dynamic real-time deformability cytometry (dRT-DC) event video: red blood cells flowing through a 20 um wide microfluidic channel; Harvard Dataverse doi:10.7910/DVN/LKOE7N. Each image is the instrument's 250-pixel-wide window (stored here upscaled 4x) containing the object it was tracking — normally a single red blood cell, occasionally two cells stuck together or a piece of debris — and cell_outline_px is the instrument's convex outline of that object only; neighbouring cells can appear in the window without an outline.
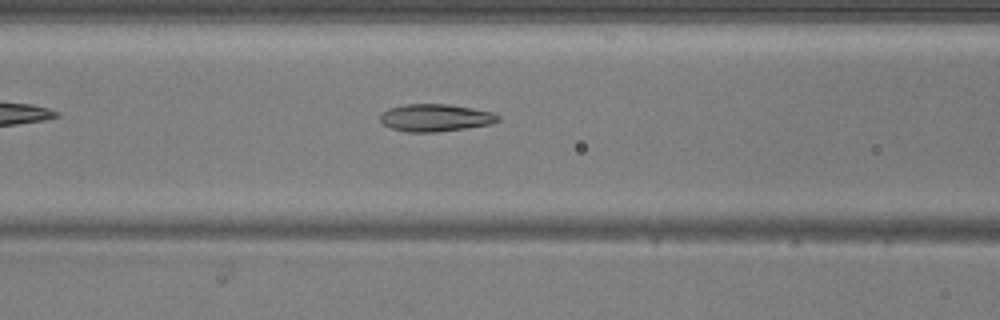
{"species": "common noctule bat (a hibernating species)", "species_latin": "Nyctalus noctula", "temperature_condition": "warm", "stored_images_in_passage": 39, "camera_frame_rate_fps": 3000, "um_per_image_px": 0.085, "animal": {"sex": "male", "body_mass_g": 20.5, "forearm_length_mm": 52.5}, "frame": {"image": 1, "passage_image": 11, "time_ms": 3.333, "image_size_px": [1000, 320], "cell_outline_px": [[500, 120], [488, 124], [464, 128], [436, 132], [408, 132], [392, 128], [384, 124], [380, 120], [380, 116], [388, 108], [404, 104], [448, 104], [472, 108], [492, 112], [500, 116]], "centroid_in_image_um": [37.0, 10.0], "position_along_channel_um": 129.6, "area_um2": 18.61}}
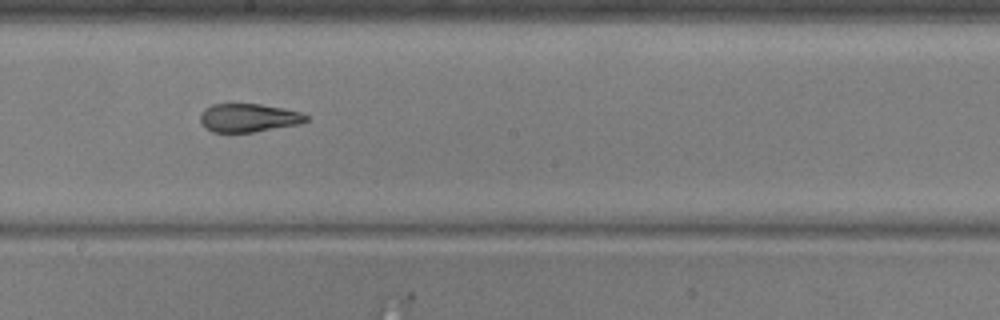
{"frame": {"image": 2, "passage_image": 18, "time_ms": 5.667, "image_size_px": [1000, 320], "cell_outline_px": [[308, 120], [300, 124], [252, 132], [212, 132], [204, 128], [200, 120], [200, 116], [204, 108], [212, 104], [260, 104], [284, 108], [300, 112], [308, 116]], "centroid_in_image_um": [21.11, 10.01], "position_along_channel_um": 227.1, "area_um2": 17.57}}
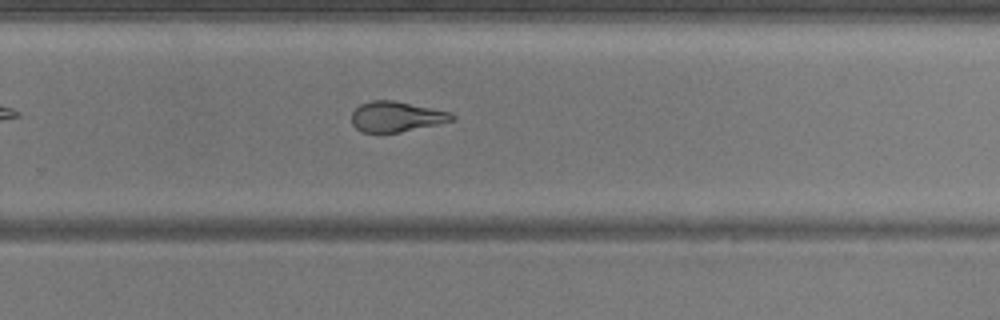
{"frame": {"image": 3, "passage_image": 23, "time_ms": 7.333, "image_size_px": [1000, 320], "cell_outline_px": [[456, 120], [400, 132], [360, 132], [352, 124], [352, 112], [360, 104], [372, 100], [396, 100], [432, 108], [448, 112], [456, 116]], "centroid_in_image_um": [33.68, 9.91], "position_along_channel_um": 296.1, "area_um2": 17.74}, "authors_computed_cell_mechanics": {"area_um2": 19.4208, "velocity_mm_per_s": 4.1633, "shape_relaxation_time_tau1_ms": null, "shape_relaxation_time_tau2_ms": 1.3861, "deformation_change_tau1": null, "deformation_change_tau2": 0.084}}